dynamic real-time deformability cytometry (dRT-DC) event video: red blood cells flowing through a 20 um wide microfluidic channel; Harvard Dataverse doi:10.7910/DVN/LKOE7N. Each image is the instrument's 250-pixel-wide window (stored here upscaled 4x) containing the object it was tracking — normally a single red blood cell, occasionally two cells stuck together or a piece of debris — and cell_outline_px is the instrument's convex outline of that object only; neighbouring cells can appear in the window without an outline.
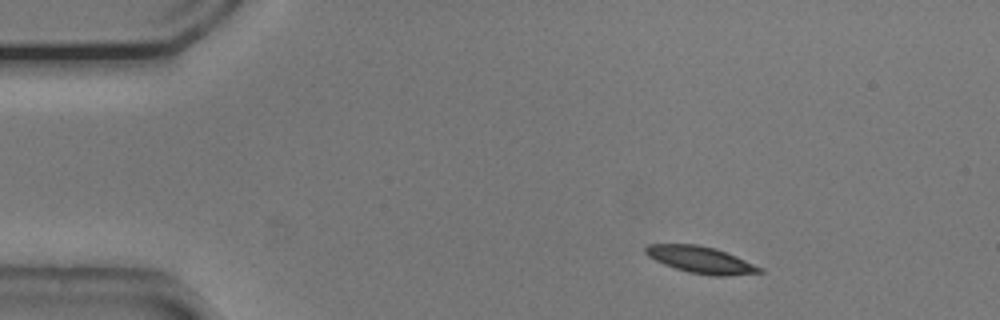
{"species": "common noctule bat (a hibernating species)", "species_latin": "Nyctalus noctula", "temperature_condition": "cold", "stored_images_in_passage": 52, "camera_frame_rate_fps": 3000, "um_per_image_px": 0.085, "animal": {"sex": "male", "body_mass_g": 20.5, "forearm_length_mm": 52.5}, "frame": {"image": 1, "passage_image": 6, "time_ms": 1.667, "image_size_px": [1000, 320], "cell_outline_px": [[764, 272], [724, 276], [712, 276], [688, 272], [664, 264], [648, 256], [644, 252], [644, 248], [648, 244], [696, 244], [716, 248], [736, 256], [764, 268]], "centroid_in_image_um": [59.58, 22.08], "position_along_channel_um": 25.4, "area_um2": 17.8}}
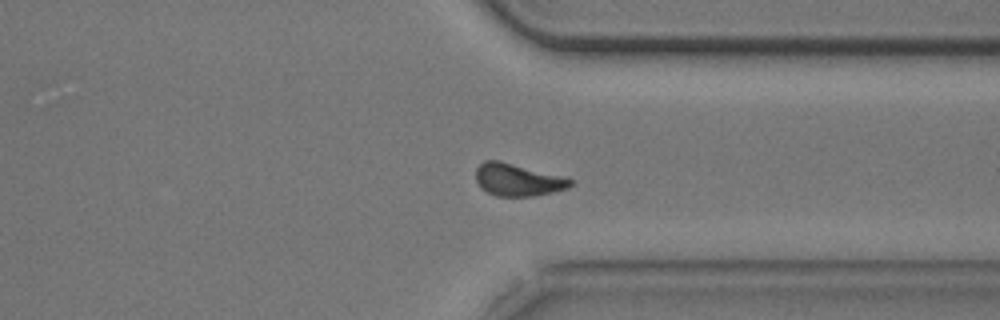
{"frame": {"image": 2, "passage_image": 39, "time_ms": 12.667, "image_size_px": [1000, 320], "cell_outline_px": [[576, 180], [568, 188], [552, 192], [532, 196], [496, 196], [480, 188], [476, 180], [476, 168], [484, 160], [500, 160]], "centroid_in_image_um": [43.99, 15.28], "position_along_channel_um": 367.4, "area_um2": 17.8}}
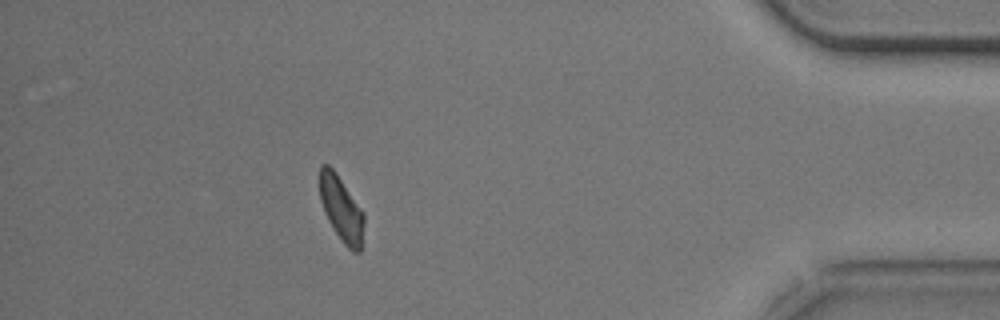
{"frame": {"image": 3, "passage_image": 46, "time_ms": 15.0, "image_size_px": [1000, 320], "cell_outline_px": [[364, 224], [360, 252], [352, 252], [344, 244], [332, 228], [324, 212], [320, 200], [320, 164], [328, 164], [336, 172], [364, 212]], "centroid_in_image_um": [29.01, 17.75], "position_along_channel_um": 406.2, "area_um2": 16.88}, "authors_computed_cell_mechanics": {"area_um2": 17.8024, "velocity_mm_per_s": 3.7311, "shape_relaxation_time_tau1_ms": 2.6383, "shape_relaxation_time_tau2_ms": null, "deformation_change_tau1": 0.1057, "deformation_change_tau2": null}}